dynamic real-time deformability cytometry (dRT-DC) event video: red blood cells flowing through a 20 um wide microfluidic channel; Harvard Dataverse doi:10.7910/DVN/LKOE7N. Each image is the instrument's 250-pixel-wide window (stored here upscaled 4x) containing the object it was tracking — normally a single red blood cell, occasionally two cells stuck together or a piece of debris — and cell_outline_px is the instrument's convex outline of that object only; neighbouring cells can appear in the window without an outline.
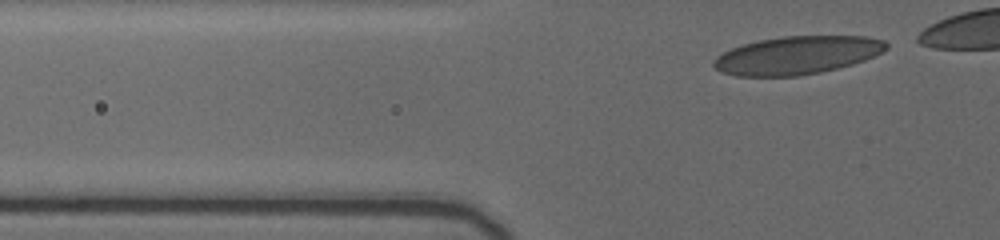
{"species": "human", "species_latin": "Homo sapiens", "temperature_condition": "cold", "stored_images_in_passage": 10, "segment_of_instrument_passage": [2, 2], "camera_frame_rate_fps": 3000, "um_per_image_px": 0.085, "donor": {"sex": "female"}, "frame": {"image": 1, "passage_image": 10, "time_ms": 7.667, "image_size_px": [1000, 240], "cell_outline_px": [[888, 48], [864, 60], [852, 64], [820, 72], [796, 76], [736, 76], [720, 72], [712, 64], [712, 60], [716, 56], [732, 48], [744, 44], [760, 40], [780, 36], [868, 36], [884, 40], [888, 44]], "centroid_in_image_um": [67.73, 4.69], "position_along_channel_um": 58.1, "area_um2": 38.21}}